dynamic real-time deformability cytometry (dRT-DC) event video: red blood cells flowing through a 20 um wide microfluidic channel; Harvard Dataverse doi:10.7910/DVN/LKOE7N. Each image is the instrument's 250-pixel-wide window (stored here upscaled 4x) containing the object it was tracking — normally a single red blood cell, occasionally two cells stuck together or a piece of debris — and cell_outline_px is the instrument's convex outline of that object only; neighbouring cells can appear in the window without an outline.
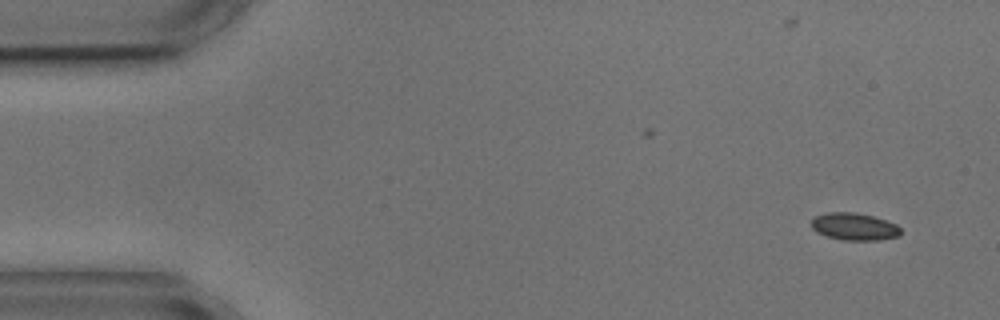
{"species": "common noctule bat (a hibernating species)", "species_latin": "Nyctalus noctula", "temperature_condition": "cold", "stored_images_in_passage": 5, "camera_frame_rate_fps": 3000, "um_per_image_px": 0.085, "animal": {"sex": "male", "body_mass_g": 17.9, "forearm_length_mm": 54.2}, "frame": {"image": 1, "passage_image": 1, "time_ms": 0.0, "image_size_px": [1000, 320], "cell_outline_px": [[900, 236], [876, 240], [844, 240], [828, 236], [816, 232], [812, 228], [812, 220], [816, 216], [828, 212], [856, 212], [872, 216], [896, 224], [900, 228]], "centroid_in_image_um": [72.61, 19.26], "position_along_channel_um": 12.4, "area_um2": 14.05}}
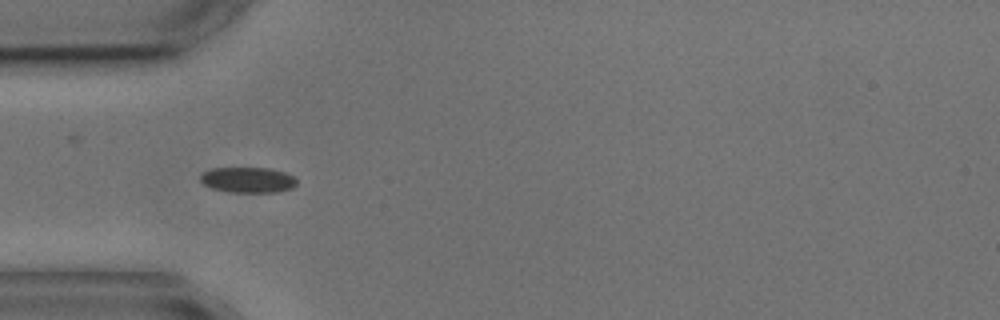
{"frame": {"image": 2, "passage_image": 4, "time_ms": 4.333, "image_size_px": [1000, 320], "cell_outline_px": [[296, 184], [292, 188], [280, 192], [232, 192], [212, 188], [204, 184], [200, 180], [200, 176], [204, 172], [212, 168], [268, 168], [284, 172], [292, 176], [296, 180]], "centroid_in_image_um": [21.08, 15.29], "position_along_channel_um": 63.9, "area_um2": 14.22}}